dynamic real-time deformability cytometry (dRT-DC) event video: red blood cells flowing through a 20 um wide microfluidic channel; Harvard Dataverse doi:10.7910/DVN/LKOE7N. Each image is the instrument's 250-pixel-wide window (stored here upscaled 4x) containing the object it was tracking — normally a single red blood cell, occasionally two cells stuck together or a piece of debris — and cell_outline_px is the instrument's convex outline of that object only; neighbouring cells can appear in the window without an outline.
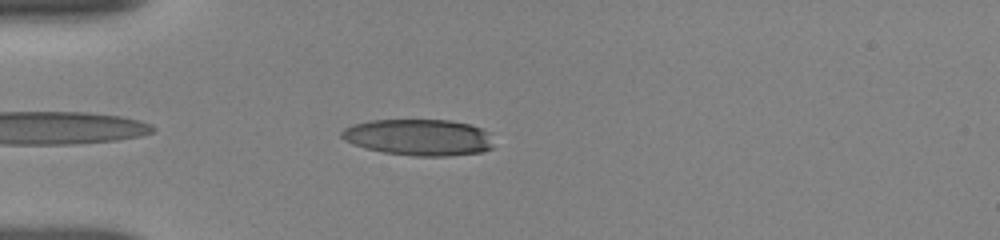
{"species": "human", "species_latin": "Homo sapiens", "temperature_condition": "room temperature", "stored_images_in_passage": 12, "camera_frame_rate_fps": 3000, "um_per_image_px": 0.085, "donor": {"sex": "female"}, "frame": {"image": 1, "passage_image": 7, "time_ms": 1.0, "image_size_px": [1000, 240], "cell_outline_px": [[492, 148], [480, 152], [448, 156], [412, 156], [384, 152], [364, 148], [352, 144], [344, 140], [340, 136], [340, 132], [344, 128], [352, 124], [372, 120], [448, 120], [468, 124], [480, 128], [488, 132]], "centroid_in_image_um": [35.53, 11.67], "position_along_channel_um": 49.5, "area_um2": 32.19}}